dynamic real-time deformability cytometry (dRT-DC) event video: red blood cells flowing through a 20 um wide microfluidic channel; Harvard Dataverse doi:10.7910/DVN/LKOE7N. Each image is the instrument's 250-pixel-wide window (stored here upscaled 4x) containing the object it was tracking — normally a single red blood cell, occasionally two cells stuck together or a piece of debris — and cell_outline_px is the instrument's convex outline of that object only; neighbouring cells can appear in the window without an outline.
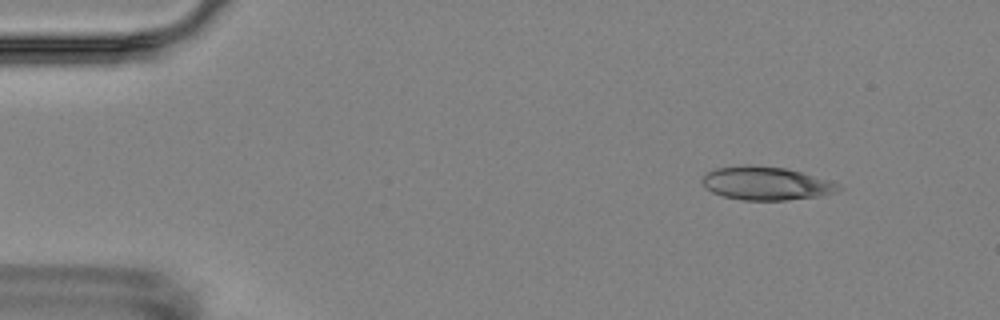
{"species": "Egyptian fruit bat (a non-hibernating species)", "species_latin": "Rousettus aegyptiacus", "temperature_condition": "room temperature", "stored_images_in_passage": 5, "camera_frame_rate_fps": 3000, "um_per_image_px": 0.085, "animal": {"sex": "female"}, "frame": {"image": 1, "passage_image": 2, "time_ms": 1.333, "image_size_px": [1000, 320], "cell_outline_px": [[844, 188], [836, 192], [820, 196], [784, 200], [744, 200], [724, 196], [712, 192], [704, 188], [700, 180], [708, 172], [716, 168], [744, 164], [748, 164], [784, 168], [800, 172], [828, 180], [840, 184]], "centroid_in_image_um": [65.1, 15.58], "position_along_channel_um": 19.9, "area_um2": 26.53}}
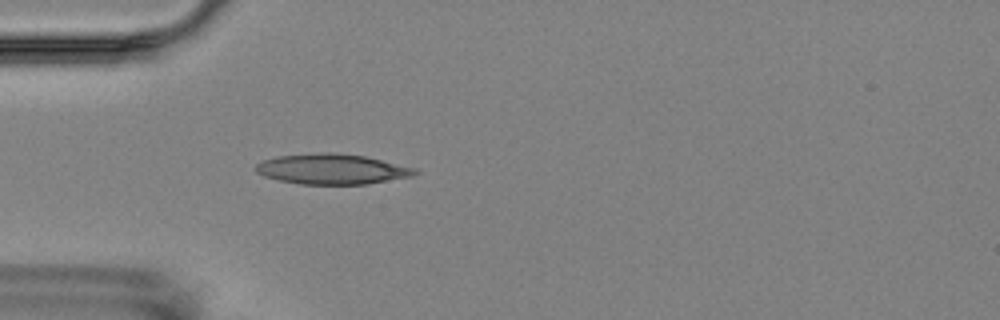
{"frame": {"image": 2, "passage_image": 5, "time_ms": 4.667, "image_size_px": [1000, 320], "cell_outline_px": [[420, 172], [412, 176], [368, 184], [300, 184], [280, 180], [264, 176], [256, 172], [252, 168], [256, 164], [264, 160], [276, 156], [316, 152], [332, 152], [364, 156], [416, 168]], "centroid_in_image_um": [28.19, 14.36], "position_along_channel_um": 56.8, "area_um2": 28.21}}